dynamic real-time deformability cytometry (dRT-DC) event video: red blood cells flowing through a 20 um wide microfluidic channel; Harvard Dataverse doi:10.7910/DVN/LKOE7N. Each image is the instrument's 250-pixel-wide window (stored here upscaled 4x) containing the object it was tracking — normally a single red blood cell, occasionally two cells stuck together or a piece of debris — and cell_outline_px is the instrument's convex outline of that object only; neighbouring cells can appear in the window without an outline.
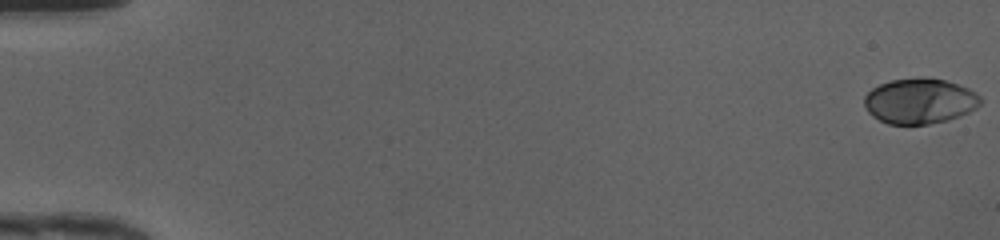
{"species": "human", "species_latin": "Homo sapiens", "temperature_condition": "cold", "stored_images_in_passage": 50, "camera_frame_rate_fps": 3000, "um_per_image_px": 0.085, "donor": {"sex": "female"}, "frame": {"image": 1, "passage_image": 1, "time_ms": 0.0, "image_size_px": [1000, 240], "cell_outline_px": [[980, 104], [976, 108], [960, 116], [948, 120], [928, 124], [888, 124], [872, 116], [868, 112], [864, 104], [864, 96], [872, 88], [880, 84], [892, 80], [920, 76], [924, 76], [944, 80], [968, 88], [976, 92], [980, 96]], "centroid_in_image_um": [78.16, 8.58], "position_along_channel_um": 6.8, "area_um2": 30.87}}
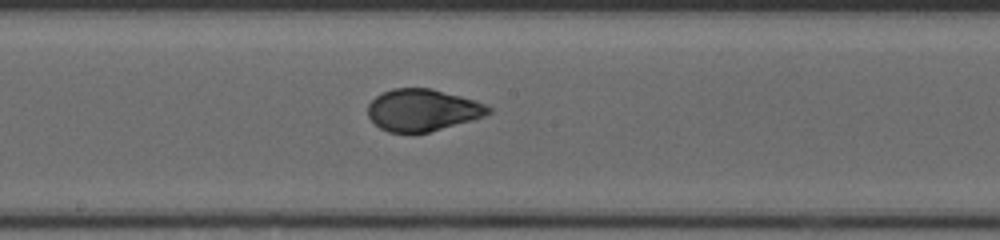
{"frame": {"image": 2, "passage_image": 28, "time_ms": 9.0, "image_size_px": [1000, 240], "cell_outline_px": [[492, 112], [484, 116], [472, 120], [428, 132], [388, 132], [380, 128], [368, 116], [368, 104], [376, 96], [392, 88], [432, 88], [476, 100], [492, 108]], "centroid_in_image_um": [35.93, 9.34], "position_along_channel_um": 212.3, "area_um2": 29.36}}
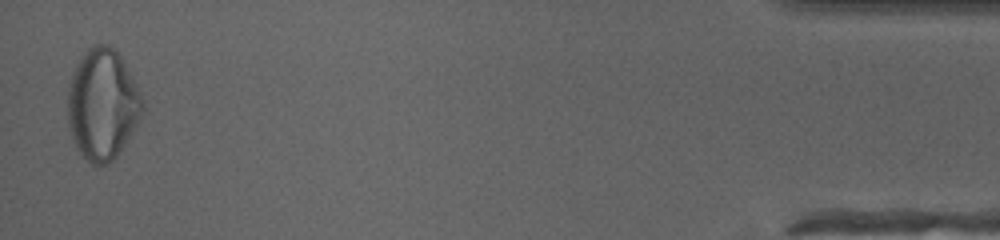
{"frame": {"image": 3, "passage_image": 49, "time_ms": 16.0, "image_size_px": [1000, 240], "cell_outline_px": [[144, 108], [136, 124], [120, 152], [108, 164], [92, 164], [76, 148], [68, 124], [68, 88], [72, 72], [80, 56], [88, 48], [96, 44], [104, 44], [112, 48], [120, 56], [132, 76], [144, 100]], "centroid_in_image_um": [8.7, 8.86], "position_along_channel_um": 426.5, "area_um2": 47.97}, "authors_computed_cell_mechanics": {"area_um2": 30.4895, "velocity_mm_per_s": 4.229, "shape_relaxation_time_tau1_ms": 5.5214, "shape_relaxation_time_tau2_ms": null, "deformation_change_tau1": 0.2283, "deformation_change_tau2": null}}